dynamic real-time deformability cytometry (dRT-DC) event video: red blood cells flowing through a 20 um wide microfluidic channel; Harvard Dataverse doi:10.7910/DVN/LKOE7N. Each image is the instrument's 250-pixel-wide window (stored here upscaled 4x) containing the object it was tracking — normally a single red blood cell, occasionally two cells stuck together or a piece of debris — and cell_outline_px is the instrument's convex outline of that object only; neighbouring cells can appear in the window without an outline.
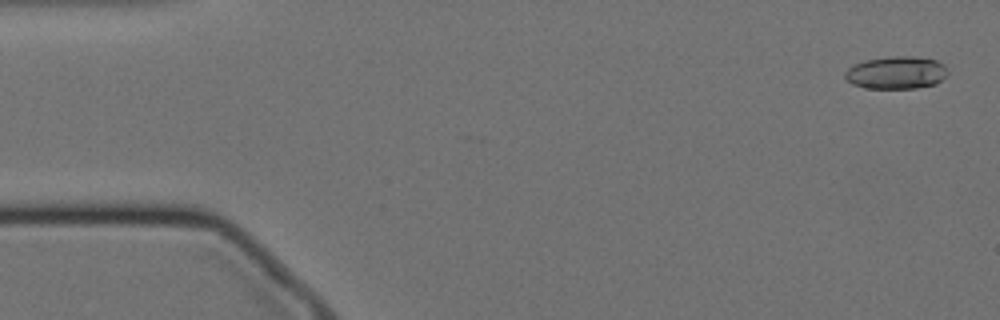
{"species": "Egyptian fruit bat (a non-hibernating species)", "species_latin": "Rousettus aegyptiacus", "temperature_condition": "cold", "stored_images_in_passage": 57, "camera_frame_rate_fps": 3000, "um_per_image_px": 0.085, "animal": {"sex": "female"}, "frame": {"image": 1, "passage_image": 2, "time_ms": 0.333, "image_size_px": [1000, 320], "cell_outline_px": [[948, 72], [936, 84], [916, 88], [868, 88], [852, 84], [844, 76], [844, 72], [848, 68], [864, 60], [888, 56], [912, 56], [936, 60], [944, 64], [948, 68]], "centroid_in_image_um": [76.19, 6.16], "position_along_channel_um": 8.8, "area_um2": 19.54}}
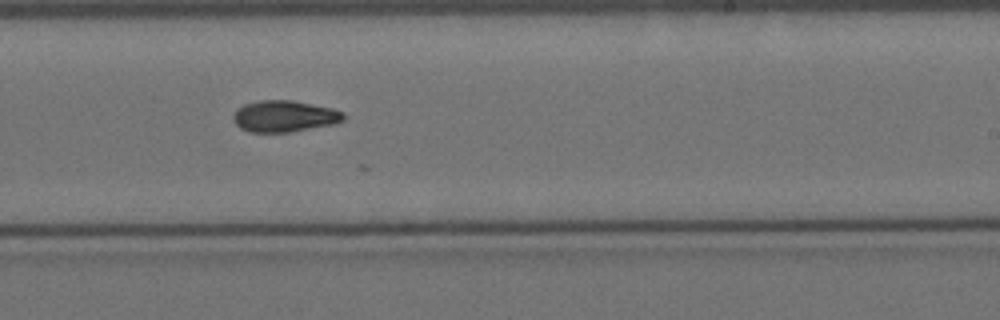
{"frame": {"image": 2, "passage_image": 34, "time_ms": 11.0, "image_size_px": [1000, 320], "cell_outline_px": [[344, 120], [332, 124], [288, 132], [248, 132], [240, 128], [232, 120], [232, 116], [236, 108], [244, 104], [260, 100], [292, 100], [332, 108], [344, 112]], "centroid_in_image_um": [24.12, 9.87], "position_along_channel_um": 264.9, "area_um2": 20.23}}
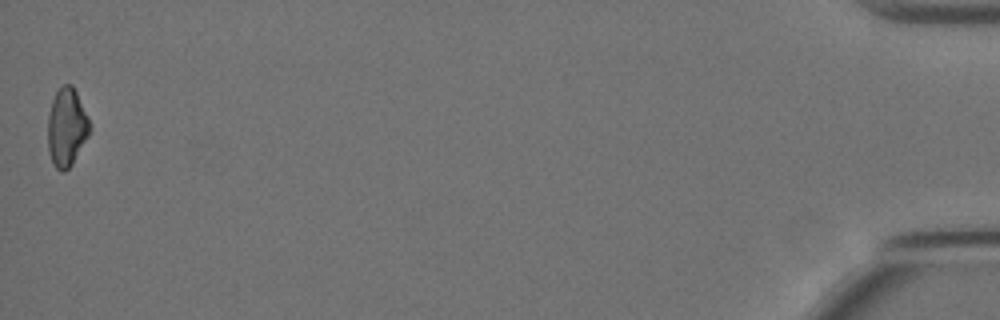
{"frame": {"image": 3, "passage_image": 57, "time_ms": 18.667, "image_size_px": [1000, 320], "cell_outline_px": [[92, 128], [88, 136], [72, 164], [64, 172], [60, 172], [52, 164], [48, 152], [48, 116], [52, 100], [56, 92], [64, 84], [72, 84], [76, 92]], "centroid_in_image_um": [5.65, 10.86], "position_along_channel_um": 429.5, "area_um2": 19.02}, "authors_computed_cell_mechanics": {"area_um2": 19.5942, "velocity_mm_per_s": 3.4854, "shape_relaxation_time_tau1_ms": 7.2672, "shape_relaxation_time_tau2_ms": null, "deformation_change_tau1": 0.1852, "deformation_change_tau2": null}}